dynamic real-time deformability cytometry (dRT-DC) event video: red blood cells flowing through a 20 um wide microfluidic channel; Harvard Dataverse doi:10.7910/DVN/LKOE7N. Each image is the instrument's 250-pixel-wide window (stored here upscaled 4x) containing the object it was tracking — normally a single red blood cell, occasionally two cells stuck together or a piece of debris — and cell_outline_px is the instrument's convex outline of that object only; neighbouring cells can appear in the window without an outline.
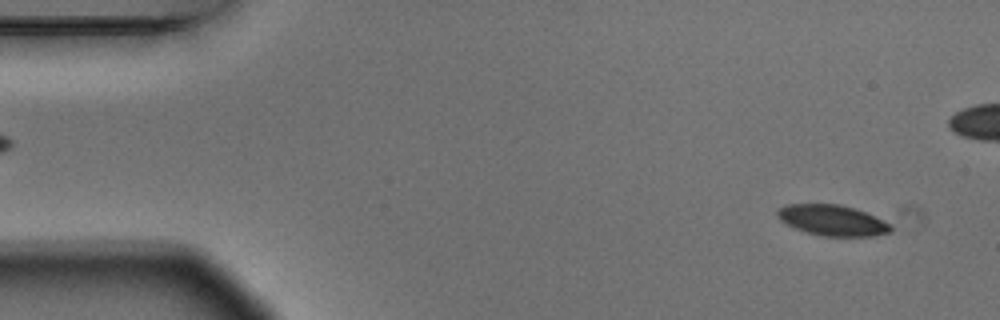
{"species": "Egyptian fruit bat (a non-hibernating species)", "species_latin": "Rousettus aegyptiacus", "temperature_condition": "warm", "stored_images_in_passage": 6, "segment_of_instrument_passage": [2, 2], "camera_frame_rate_fps": 3000, "um_per_image_px": 0.085, "animal": {"sex": "male"}, "frame": {"image": 1, "passage_image": 6, "time_ms": 1.667, "image_size_px": [1000, 320], "cell_outline_px": [[892, 232], [872, 236], [824, 236], [808, 232], [796, 228], [780, 220], [776, 216], [776, 212], [780, 208], [788, 204], [840, 204], [864, 212], [892, 224]], "centroid_in_image_um": [70.77, 18.73], "position_along_channel_um": 14.2, "area_um2": 20.06}}